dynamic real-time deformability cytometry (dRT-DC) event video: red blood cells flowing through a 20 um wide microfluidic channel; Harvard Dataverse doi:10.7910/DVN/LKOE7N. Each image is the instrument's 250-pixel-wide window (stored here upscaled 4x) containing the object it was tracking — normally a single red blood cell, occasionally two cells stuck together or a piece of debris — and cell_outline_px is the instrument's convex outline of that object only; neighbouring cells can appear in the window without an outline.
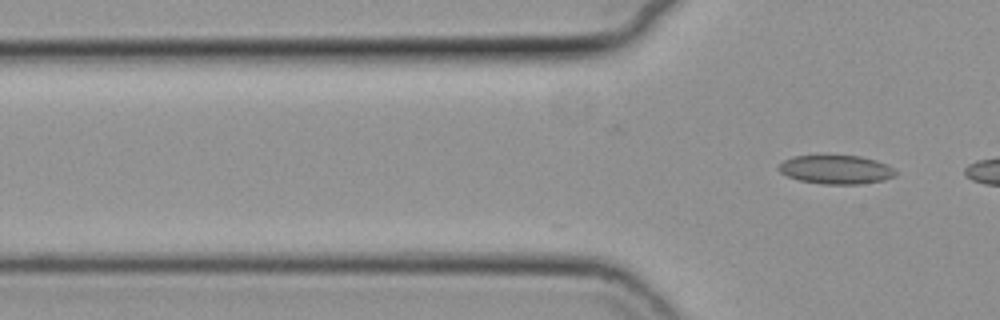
{"species": "common noctule bat (a hibernating species)", "species_latin": "Nyctalus noctula", "temperature_condition": "cold", "stored_images_in_passage": 2, "camera_frame_rate_fps": 3000, "um_per_image_px": 0.085, "animal": {"sex": "female", "body_mass_g": 19.3, "forearm_length_mm": 54.1}, "frame": {"image": 1, "passage_image": 2, "time_ms": 0.333, "image_size_px": [1000, 320], "cell_outline_px": [[896, 176], [884, 180], [856, 184], [824, 184], [800, 180], [788, 176], [780, 172], [776, 168], [784, 160], [796, 156], [860, 156], [876, 160], [892, 168], [896, 172]], "centroid_in_image_um": [71.06, 14.42], "position_along_channel_um": 54.7, "area_um2": 19.31}}